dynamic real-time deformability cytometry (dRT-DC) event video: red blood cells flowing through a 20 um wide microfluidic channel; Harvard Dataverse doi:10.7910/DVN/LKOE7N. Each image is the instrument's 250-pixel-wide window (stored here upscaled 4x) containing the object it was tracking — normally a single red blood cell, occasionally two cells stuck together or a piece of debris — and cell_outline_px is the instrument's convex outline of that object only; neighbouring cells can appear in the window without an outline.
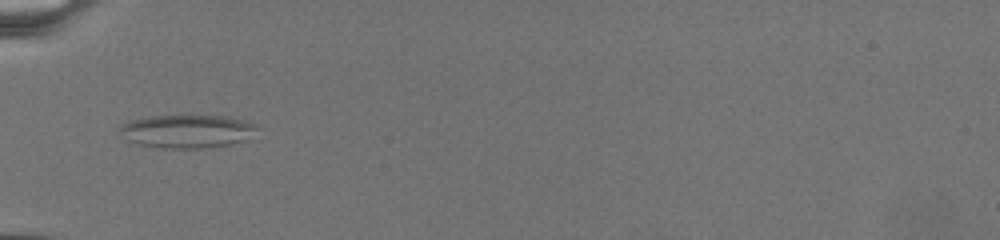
{"species": "common noctule bat (a hibernating species)", "species_latin": "Nyctalus noctula", "temperature_condition": "warm", "stored_images_in_passage": 33, "camera_frame_rate_fps": 3000, "um_per_image_px": 0.085, "animal": {"sex": "female", "body_mass_g": 19.5, "forearm_length_mm": 54.1}, "frame": {"image": 1, "passage_image": 5, "time_ms": 5.0, "image_size_px": [1000, 240], "cell_outline_px": [[256, 140], [208, 148], [156, 148], [136, 144], [128, 140], [116, 132], [116, 128], [132, 120], [152, 116], [228, 116], [244, 120], [256, 124]], "centroid_in_image_um": [15.97, 11.18], "position_along_channel_um": 69.0, "area_um2": 27.34}}
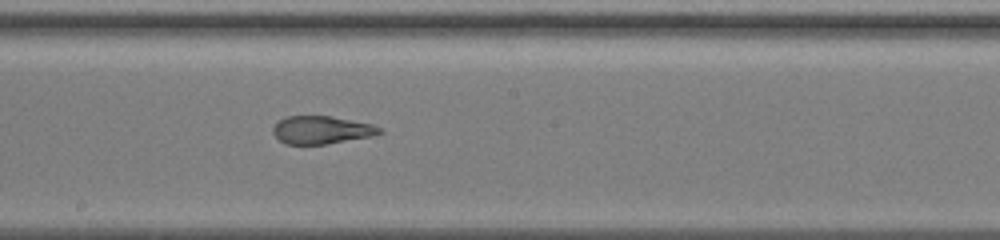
{"frame": {"image": 2, "passage_image": 13, "time_ms": 10.333, "image_size_px": [1000, 240], "cell_outline_px": [[384, 132], [372, 136], [324, 144], [284, 144], [272, 132], [272, 128], [280, 120], [288, 116], [332, 116], [372, 124], [380, 128]], "centroid_in_image_um": [27.33, 11.04], "position_along_channel_um": 220.9, "area_um2": 17.17}}
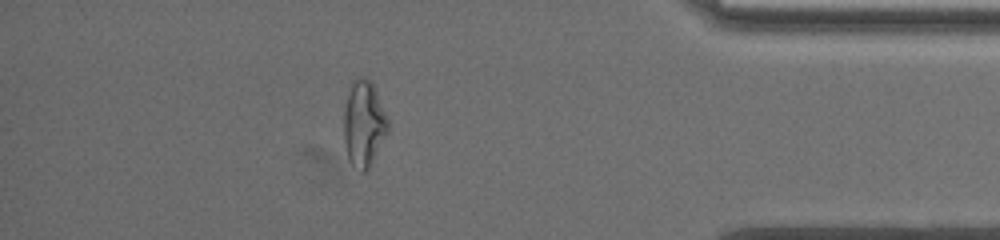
{"frame": {"image": 3, "passage_image": 27, "time_ms": 17.667, "image_size_px": [1000, 240], "cell_outline_px": [[388, 132], [368, 172], [360, 172], [348, 160], [344, 144], [344, 108], [352, 80], [360, 76], [368, 80], [372, 84], [376, 92], [388, 120]], "centroid_in_image_um": [30.91, 10.58], "position_along_channel_um": 404.3, "area_um2": 22.14}}